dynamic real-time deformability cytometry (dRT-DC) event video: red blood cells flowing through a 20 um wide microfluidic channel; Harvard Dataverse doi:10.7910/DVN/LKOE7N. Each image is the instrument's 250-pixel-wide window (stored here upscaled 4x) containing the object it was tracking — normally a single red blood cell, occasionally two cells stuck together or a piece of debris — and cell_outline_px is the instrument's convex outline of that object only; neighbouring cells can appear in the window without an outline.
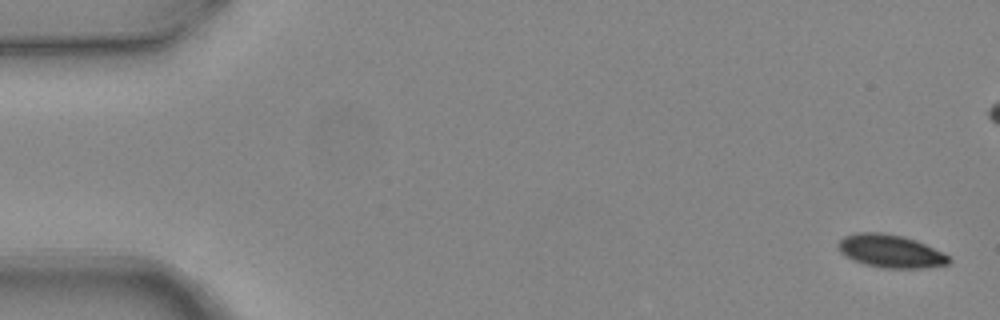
{"species": "common noctule bat (a hibernating species)", "species_latin": "Nyctalus noctula", "temperature_condition": "warm", "stored_images_in_passage": 7, "camera_frame_rate_fps": 3000, "um_per_image_px": 0.085, "animal": {"sex": "female", "body_mass_g": 24.6, "forearm_length_mm": 56.2}, "frame": {"image": 1, "passage_image": 1, "time_ms": 0.0, "image_size_px": [1000, 320], "cell_outline_px": [[952, 260], [948, 264], [928, 268], [880, 268], [864, 264], [852, 260], [844, 256], [840, 252], [836, 244], [844, 236], [856, 232], [880, 232], [904, 236], [916, 240], [948, 256]], "centroid_in_image_um": [75.64, 21.35], "position_along_channel_um": 9.4, "area_um2": 21.44}}
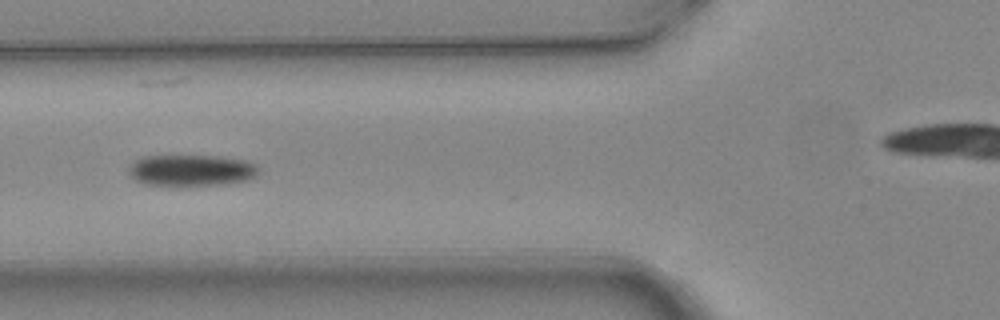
{"frame": {"image": 2, "passage_image": 6, "time_ms": 1.667, "image_size_px": [1000, 320], "cell_outline_px": [[256, 176], [248, 180], [224, 184], [172, 188], [148, 184], [136, 180], [128, 172], [128, 164], [140, 156], [220, 156], [244, 160], [256, 164]], "centroid_in_image_um": [16.19, 14.51], "position_along_channel_um": 109.6, "area_um2": 24.45}}